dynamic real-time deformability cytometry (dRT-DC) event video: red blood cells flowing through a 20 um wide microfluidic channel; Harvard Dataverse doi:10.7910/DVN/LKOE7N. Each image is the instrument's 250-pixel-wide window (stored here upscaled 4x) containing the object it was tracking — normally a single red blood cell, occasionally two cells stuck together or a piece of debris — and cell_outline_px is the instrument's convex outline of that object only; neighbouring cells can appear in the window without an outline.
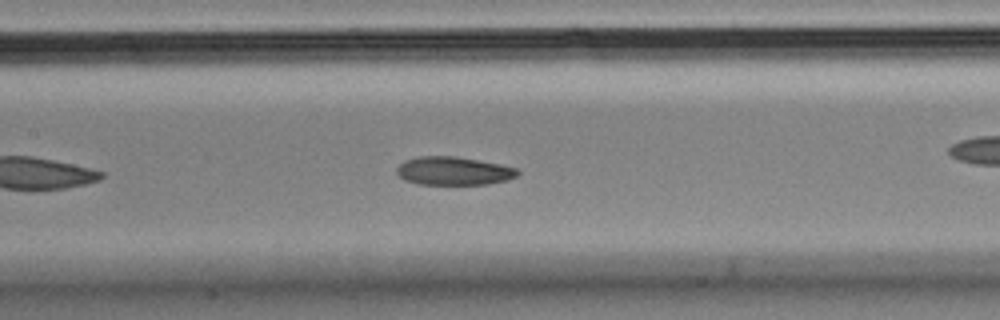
{"species": "Egyptian fruit bat (a non-hibernating species)", "species_latin": "Rousettus aegyptiacus", "temperature_condition": "cold", "stored_images_in_passage": 44, "camera_frame_rate_fps": 3000, "um_per_image_px": 0.085, "animal": {"sex": "male"}, "frame": {"image": 1, "passage_image": 13, "time_ms": 4.0, "image_size_px": [1000, 320], "cell_outline_px": [[520, 172], [516, 176], [508, 180], [484, 184], [420, 184], [404, 180], [396, 172], [396, 168], [404, 160], [416, 156], [456, 156], [500, 164], [516, 168]], "centroid_in_image_um": [38.53, 14.52], "position_along_channel_um": 168.9, "area_um2": 19.94}, "authors_computed_cell_mechanics": {"area_um2": 21.4438, "velocity_mm_per_s": 3.5907, "shape_relaxation_time_tau1_ms": null, "shape_relaxation_time_tau2_ms": 2.8571, "deformation_change_tau1": null, "deformation_change_tau2": 0.0888}}